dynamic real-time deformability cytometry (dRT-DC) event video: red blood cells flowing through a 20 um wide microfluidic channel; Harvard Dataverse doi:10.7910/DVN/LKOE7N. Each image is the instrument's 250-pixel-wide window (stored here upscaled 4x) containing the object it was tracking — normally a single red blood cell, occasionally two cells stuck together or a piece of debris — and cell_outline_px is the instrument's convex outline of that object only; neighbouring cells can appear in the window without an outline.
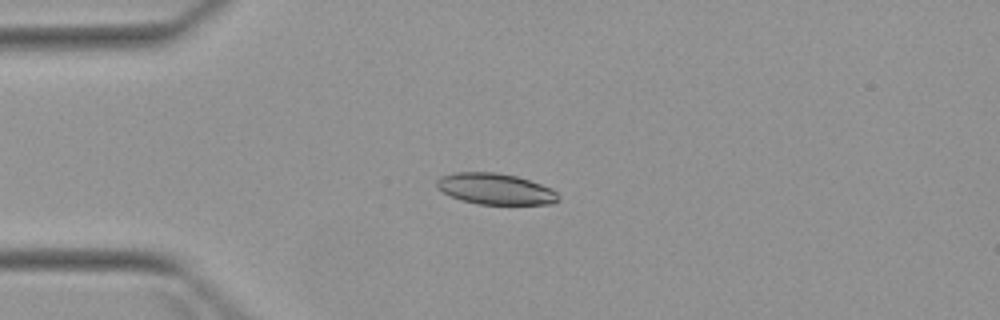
{"species": "Egyptian fruit bat (a non-hibernating species)", "species_latin": "Rousettus aegyptiacus", "temperature_condition": "warm", "stored_images_in_passage": 4, "camera_frame_rate_fps": 3000, "um_per_image_px": 0.085, "animal": {"sex": "female"}, "frame": {"image": 1, "passage_image": 3, "time_ms": 2.333, "image_size_px": [1000, 320], "cell_outline_px": [[560, 200], [552, 204], [480, 204], [460, 200], [436, 188], [436, 180], [440, 176], [456, 172], [496, 172], [516, 176], [552, 188], [560, 196]], "centroid_in_image_um": [42.11, 16.06], "position_along_channel_um": 42.9, "area_um2": 22.08}}
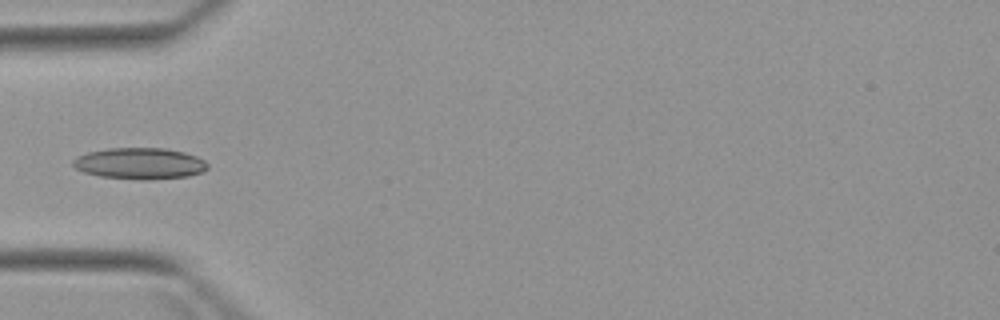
{"frame": {"image": 2, "passage_image": 4, "time_ms": 3.667, "image_size_px": [1000, 320], "cell_outline_px": [[208, 168], [204, 172], [188, 176], [144, 180], [140, 180], [100, 176], [84, 172], [76, 168], [72, 164], [72, 160], [76, 156], [88, 152], [108, 148], [164, 148], [184, 152], [196, 156], [204, 160], [208, 164]], "centroid_in_image_um": [11.88, 13.89], "position_along_channel_um": 73.1, "area_um2": 24.68}}